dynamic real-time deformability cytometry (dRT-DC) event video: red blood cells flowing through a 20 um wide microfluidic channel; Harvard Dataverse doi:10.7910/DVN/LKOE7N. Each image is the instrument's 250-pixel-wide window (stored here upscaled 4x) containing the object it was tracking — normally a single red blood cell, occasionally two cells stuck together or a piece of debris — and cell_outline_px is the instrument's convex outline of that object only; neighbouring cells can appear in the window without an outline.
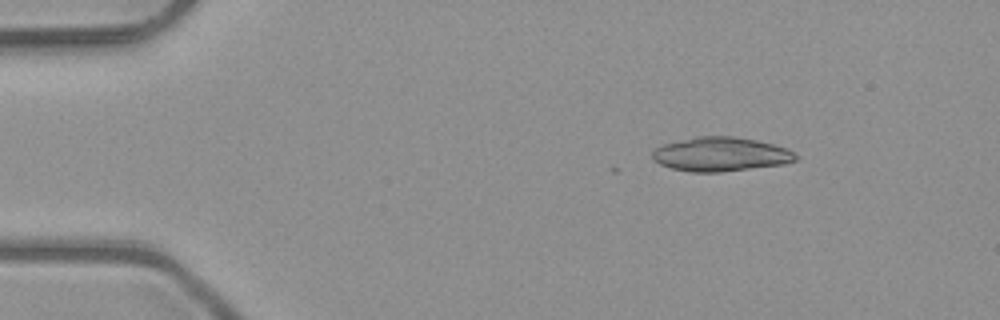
{"species": "common noctule bat (a hibernating species)", "species_latin": "Nyctalus noctula", "temperature_condition": "room temperature", "stored_images_in_passage": 11, "camera_frame_rate_fps": 3000, "um_per_image_px": 0.085, "animal": {"sex": "male", "body_mass_g": 23.1, "forearm_length_mm": 52.7}, "frame": {"image": 1, "passage_image": 2, "time_ms": 0.333, "image_size_px": [1000, 320], "cell_outline_px": [[800, 156], [796, 160], [784, 164], [720, 172], [692, 172], [672, 168], [660, 164], [652, 160], [652, 152], [656, 148], [664, 144], [696, 136], [732, 136], [756, 140], [788, 148]], "centroid_in_image_um": [61.28, 13.11], "position_along_channel_um": 23.7, "area_um2": 28.5}}